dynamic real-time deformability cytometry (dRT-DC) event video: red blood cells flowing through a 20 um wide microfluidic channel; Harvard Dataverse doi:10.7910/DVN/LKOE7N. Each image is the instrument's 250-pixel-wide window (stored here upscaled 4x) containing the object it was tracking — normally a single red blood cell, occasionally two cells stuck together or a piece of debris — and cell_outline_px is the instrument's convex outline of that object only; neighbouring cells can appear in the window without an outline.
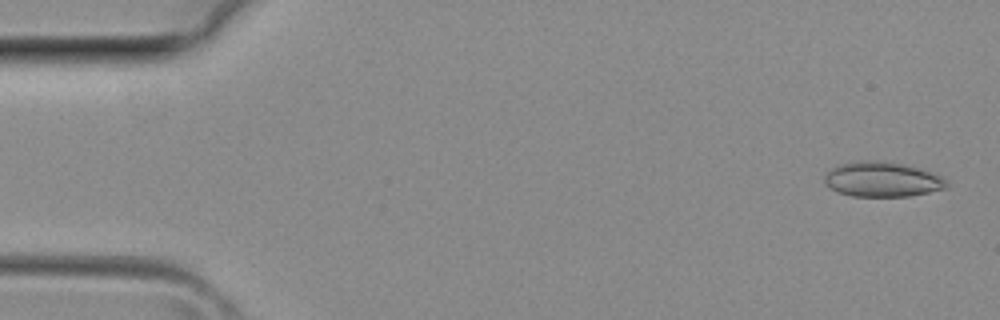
{"species": "common noctule bat (a hibernating species)", "species_latin": "Nyctalus noctula", "temperature_condition": "room temperature", "stored_images_in_passage": 38, "camera_frame_rate_fps": 3000, "um_per_image_px": 0.085, "animal": {"sex": "female", "body_mass_g": 29.2, "forearm_length_mm": 56.3}, "frame": {"image": 1, "passage_image": 2, "time_ms": 0.333, "image_size_px": [1000, 320], "cell_outline_px": [[944, 184], [940, 188], [908, 196], [856, 196], [840, 192], [832, 188], [828, 184], [828, 176], [836, 168], [848, 164], [892, 164], [912, 168], [936, 176]], "centroid_in_image_um": [74.95, 15.34], "position_along_channel_um": 10.1, "area_um2": 21.5}}
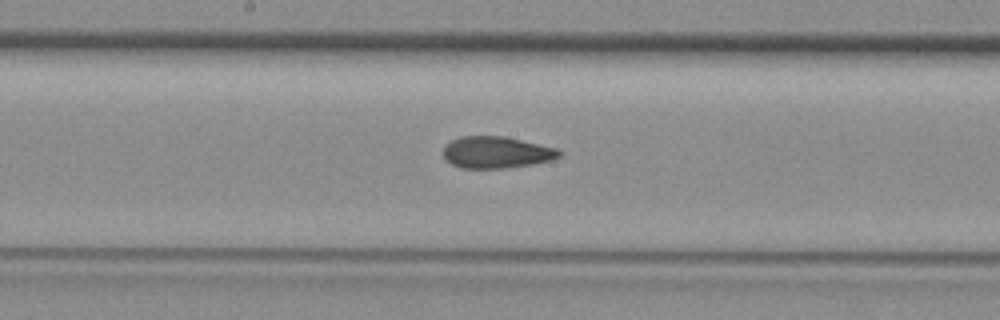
{"frame": {"image": 2, "passage_image": 20, "time_ms": 6.333, "image_size_px": [1000, 320], "cell_outline_px": [[560, 156], [548, 160], [528, 164], [500, 168], [464, 168], [452, 164], [444, 156], [444, 148], [452, 140], [464, 136], [500, 136], [556, 148], [560, 152]], "centroid_in_image_um": [42.15, 12.95], "position_along_channel_um": 206.1, "area_um2": 20.58}}
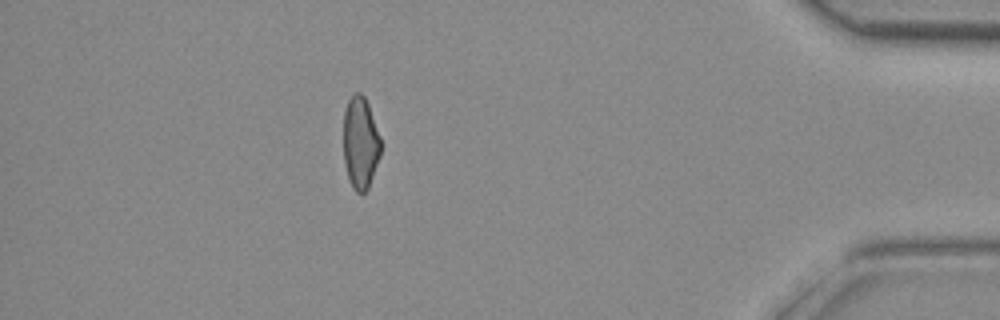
{"frame": {"image": 3, "passage_image": 34, "time_ms": 11.0, "image_size_px": [1000, 320], "cell_outline_px": [[380, 152], [368, 188], [364, 192], [356, 192], [348, 176], [344, 160], [344, 112], [348, 100], [356, 92], [360, 92], [364, 96], [368, 104], [380, 136]], "centroid_in_image_um": [30.62, 12.1], "position_along_channel_um": 404.6, "area_um2": 19.54}}